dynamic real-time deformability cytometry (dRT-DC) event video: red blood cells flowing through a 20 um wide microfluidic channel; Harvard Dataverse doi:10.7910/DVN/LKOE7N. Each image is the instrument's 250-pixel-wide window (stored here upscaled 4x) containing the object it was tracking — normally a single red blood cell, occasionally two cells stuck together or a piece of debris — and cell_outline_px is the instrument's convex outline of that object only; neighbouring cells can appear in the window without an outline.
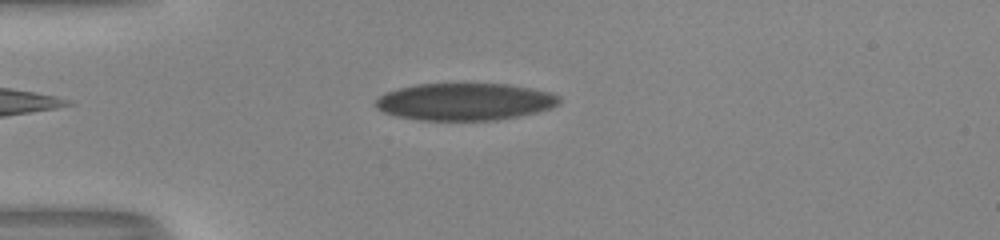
{"species": "human", "species_latin": "Homo sapiens", "temperature_condition": "room temperature", "stored_images_in_passage": 40, "camera_frame_rate_fps": 3000, "um_per_image_px": 0.085, "donor": {"sex": "male"}, "frame": {"image": 1, "passage_image": 2, "time_ms": 0.333, "image_size_px": [1000, 240], "cell_outline_px": [[560, 100], [556, 104], [548, 108], [532, 112], [512, 116], [484, 120], [428, 120], [400, 116], [388, 112], [380, 108], [376, 104], [376, 100], [380, 96], [388, 92], [420, 84], [504, 84], [544, 92], [556, 96]], "centroid_in_image_um": [39.46, 8.64], "position_along_channel_um": 45.5, "area_um2": 37.86}}
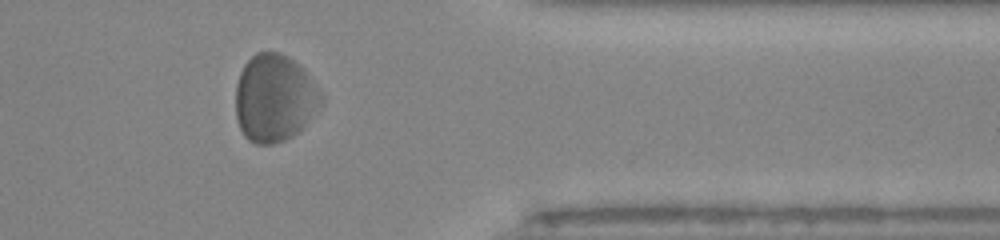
{"frame": {"image": 2, "passage_image": 31, "time_ms": 10.0, "image_size_px": [1000, 240], "cell_outline_px": [[304, 80], [300, 128], [296, 132], [284, 140], [272, 144], [256, 144], [248, 140], [244, 136], [240, 128], [236, 116], [236, 88], [240, 72], [244, 64], [256, 52], [276, 52], [292, 60], [304, 72]], "centroid_in_image_um": [22.9, 8.34], "position_along_channel_um": 388.5, "area_um2": 38.03}}
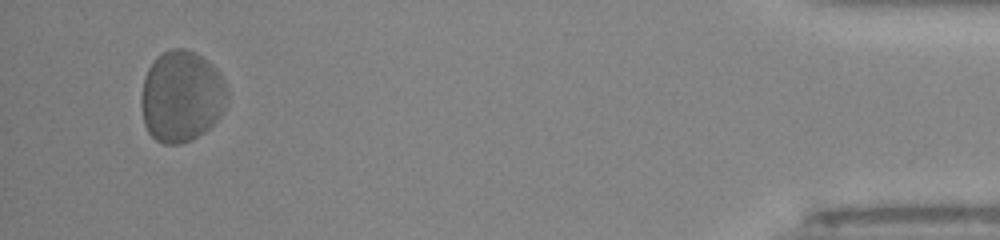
{"frame": {"image": 3, "passage_image": 38, "time_ms": 12.333, "image_size_px": [1000, 240], "cell_outline_px": [[224, 88], [220, 112], [216, 120], [208, 128], [196, 136], [188, 140], [176, 144], [164, 144], [156, 140], [148, 132], [144, 124], [144, 80], [148, 68], [156, 56], [172, 48], [184, 48], [200, 56], [220, 76], [224, 84]], "centroid_in_image_um": [15.36, 8.19], "position_along_channel_um": 419.8, "area_um2": 43.64}, "authors_computed_cell_mechanics": {"area_um2": 38.0613, "velocity_mm_per_s": 3.9574, "shape_relaxation_time_tau1_ms": null, "shape_relaxation_time_tau2_ms": 0.9758, "deformation_change_tau1": null, "deformation_change_tau2": 0.0743}}